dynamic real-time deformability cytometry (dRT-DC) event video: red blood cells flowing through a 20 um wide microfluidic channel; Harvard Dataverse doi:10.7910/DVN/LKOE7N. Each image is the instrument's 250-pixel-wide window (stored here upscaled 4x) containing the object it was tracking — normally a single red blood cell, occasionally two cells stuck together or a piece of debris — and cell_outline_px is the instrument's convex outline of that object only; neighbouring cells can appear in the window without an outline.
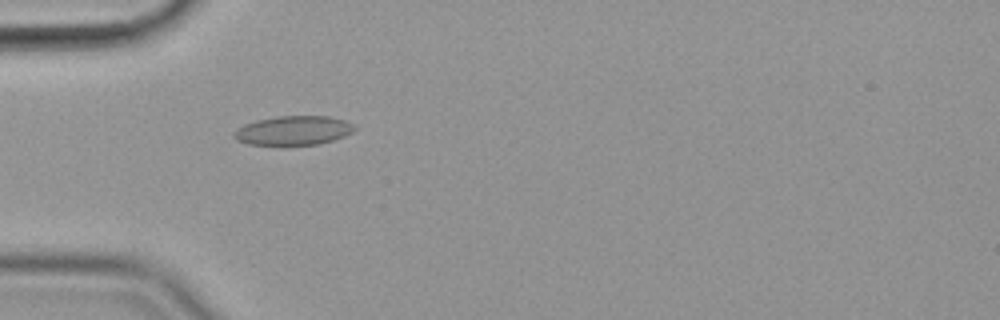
{"species": "common noctule bat (a hibernating species)", "species_latin": "Nyctalus noctula", "temperature_condition": "cold", "stored_images_in_passage": 57, "camera_frame_rate_fps": 3000, "um_per_image_px": 0.085, "animal": {"sex": "female", "body_mass_g": 19.9}, "frame": {"image": 1, "passage_image": 18, "time_ms": 5.667, "image_size_px": [1000, 320], "cell_outline_px": [[356, 128], [352, 132], [344, 136], [320, 144], [284, 148], [248, 144], [236, 140], [232, 136], [232, 132], [236, 128], [244, 124], [256, 120], [276, 116], [328, 116], [344, 120], [352, 124]], "centroid_in_image_um": [24.86, 11.14], "position_along_channel_um": 60.1, "area_um2": 21.44}}
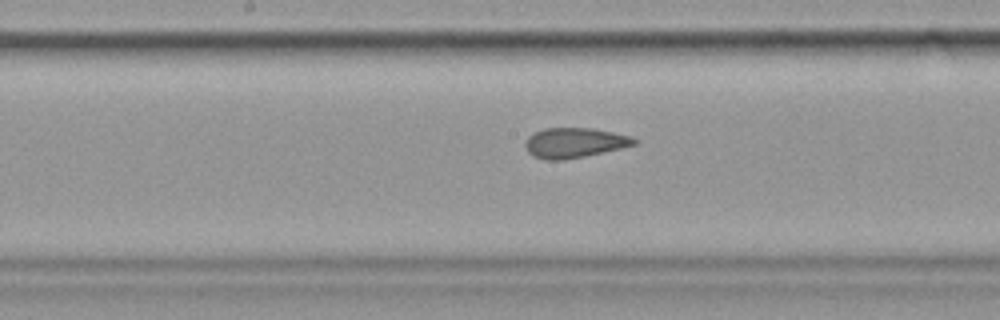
{"frame": {"image": 2, "passage_image": 30, "time_ms": 9.667, "image_size_px": [1000, 320], "cell_outline_px": [[640, 140], [636, 144], [604, 152], [564, 160], [544, 160], [532, 156], [528, 152], [524, 144], [528, 136], [544, 128], [592, 128], [632, 136]], "centroid_in_image_um": [48.83, 12.14], "position_along_channel_um": 199.4, "area_um2": 19.13}}
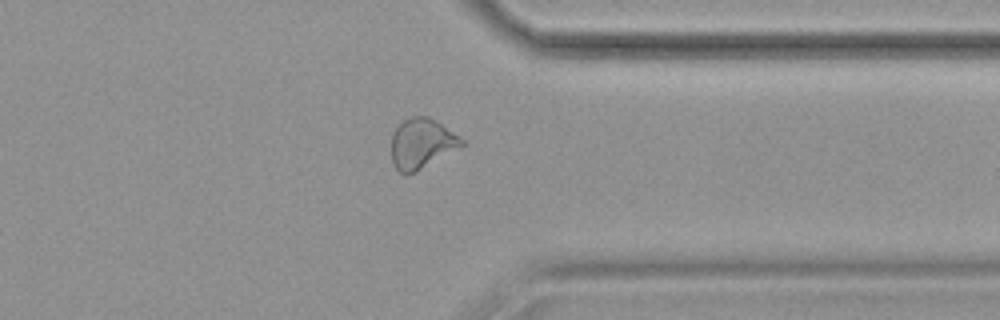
{"frame": {"image": 3, "passage_image": 45, "time_ms": 14.667, "image_size_px": [1000, 320], "cell_outline_px": [[464, 144], [416, 172], [400, 172], [392, 164], [392, 132], [404, 120], [412, 116], [428, 116], [436, 120], [460, 136], [464, 140]], "centroid_in_image_um": [35.84, 12.17], "position_along_channel_um": 375.6, "area_um2": 20.23}, "authors_computed_cell_mechanics": {"area_um2": 20.4034, "velocity_mm_per_s": 3.5758, "shape_relaxation_time_tau1_ms": null, "shape_relaxation_time_tau2_ms": 1.6684, "deformation_change_tau1": null, "deformation_change_tau2": 0.076}}